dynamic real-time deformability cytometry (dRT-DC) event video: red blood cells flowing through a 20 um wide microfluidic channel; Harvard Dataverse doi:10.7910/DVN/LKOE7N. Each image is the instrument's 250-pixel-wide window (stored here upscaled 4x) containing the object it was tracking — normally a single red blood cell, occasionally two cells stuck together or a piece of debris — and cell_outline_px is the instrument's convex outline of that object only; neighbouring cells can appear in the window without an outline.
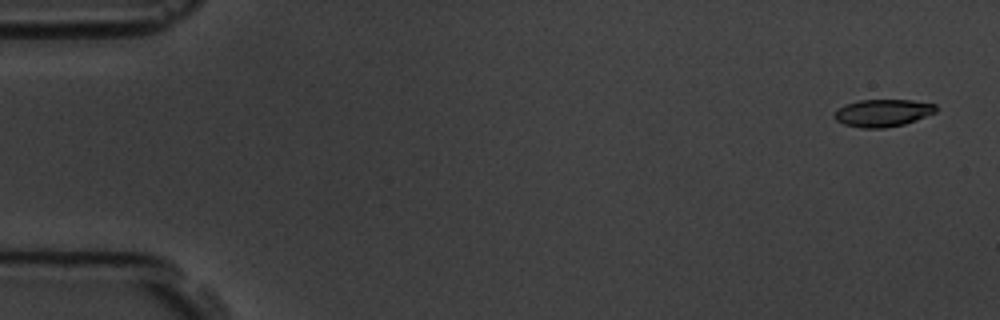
{"species": "common noctule bat (a hibernating species)", "species_latin": "Nyctalus noctula", "temperature_condition": "room temperature", "stored_images_in_passage": 5, "camera_frame_rate_fps": 3000, "um_per_image_px": 0.085, "animal": {"sex": "male", "body_mass_g": 19.5, "forearm_length_mm": 54.6}, "frame": {"image": 1, "passage_image": 1, "time_ms": 0.0, "image_size_px": [1000, 320], "cell_outline_px": [[936, 112], [916, 120], [904, 124], [884, 128], [864, 128], [844, 124], [836, 120], [832, 116], [844, 104], [860, 100], [912, 100], [936, 104]], "centroid_in_image_um": [75.04, 9.59], "position_along_channel_um": 10.0, "area_um2": 16.13}}
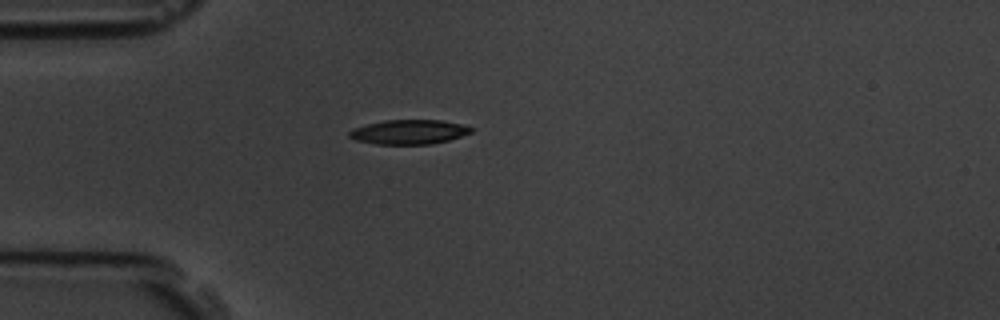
{"frame": {"image": 2, "passage_image": 4, "time_ms": 4.333, "image_size_px": [1000, 320], "cell_outline_px": [[476, 128], [472, 132], [448, 140], [432, 144], [376, 144], [356, 140], [348, 136], [348, 132], [352, 128], [384, 120], [440, 120], [460, 124]], "centroid_in_image_um": [34.75, 11.21], "position_along_channel_um": 50.2, "area_um2": 17.34}}